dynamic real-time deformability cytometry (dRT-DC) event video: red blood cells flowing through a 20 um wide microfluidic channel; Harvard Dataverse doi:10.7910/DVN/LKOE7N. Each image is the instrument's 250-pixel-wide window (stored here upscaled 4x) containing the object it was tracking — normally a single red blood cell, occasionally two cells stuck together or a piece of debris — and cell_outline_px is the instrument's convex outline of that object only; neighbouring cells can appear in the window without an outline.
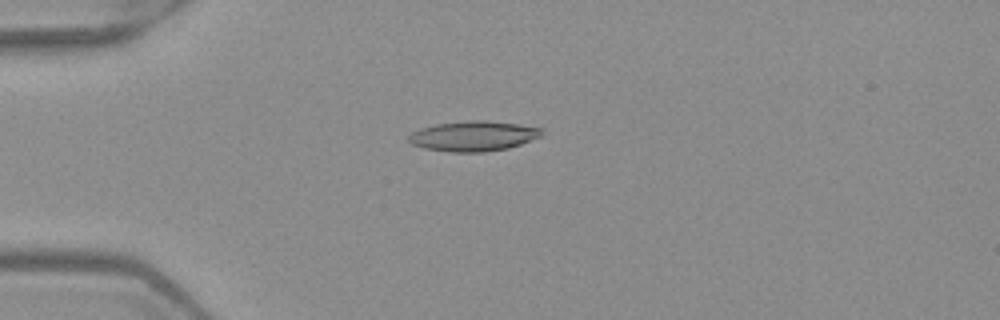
{"species": "Egyptian fruit bat (a non-hibernating species)", "species_latin": "Rousettus aegyptiacus", "temperature_condition": "warm", "stored_images_in_passage": 4, "camera_frame_rate_fps": 3000, "um_per_image_px": 0.085, "frame": {"image": 1, "passage_image": 4, "time_ms": 1.0, "image_size_px": [1000, 320], "cell_outline_px": [[544, 132], [540, 136], [520, 144], [508, 148], [484, 152], [448, 152], [424, 148], [412, 144], [408, 140], [408, 136], [412, 132], [436, 124], [468, 120], [484, 120], [516, 124], [544, 128]], "centroid_in_image_um": [40.24, 11.57], "position_along_channel_um": 44.8, "area_um2": 23.24}}